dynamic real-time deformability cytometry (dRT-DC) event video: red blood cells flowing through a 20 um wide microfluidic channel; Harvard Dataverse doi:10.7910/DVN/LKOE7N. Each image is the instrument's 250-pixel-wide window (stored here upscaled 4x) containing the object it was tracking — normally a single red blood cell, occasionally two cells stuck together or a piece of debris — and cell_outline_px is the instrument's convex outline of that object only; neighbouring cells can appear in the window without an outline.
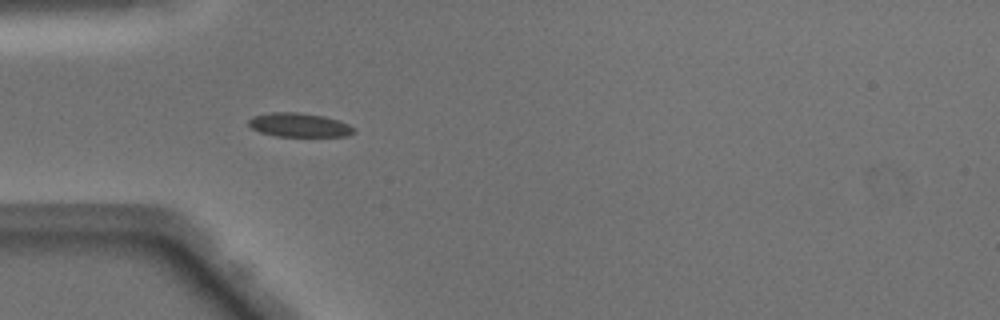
{"species": "Egyptian fruit bat (a non-hibernating species)", "species_latin": "Rousettus aegyptiacus", "temperature_condition": "warm", "stored_images_in_passage": 48, "camera_frame_rate_fps": 3000, "um_per_image_px": 0.085, "animal": {"sex": "male"}, "frame": {"image": 1, "passage_image": 14, "time_ms": 4.333, "image_size_px": [1000, 320], "cell_outline_px": [[356, 132], [348, 136], [276, 136], [260, 132], [252, 128], [248, 124], [248, 120], [252, 116], [272, 112], [300, 112], [324, 116], [348, 124], [356, 128]], "centroid_in_image_um": [25.44, 10.62], "position_along_channel_um": 59.6, "area_um2": 14.74}}
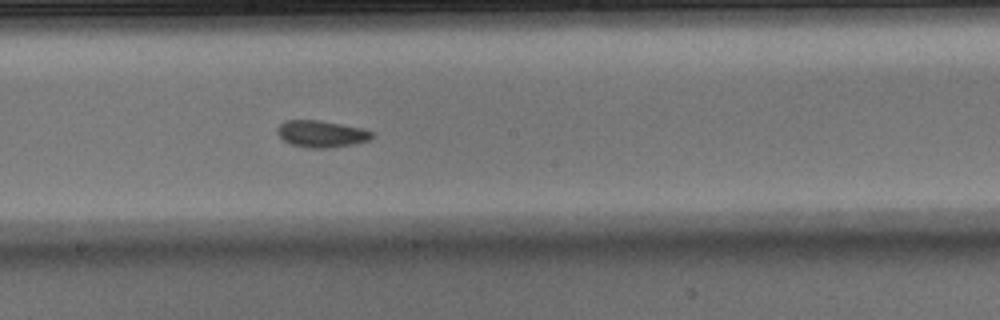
{"frame": {"image": 2, "passage_image": 26, "time_ms": 8.333, "image_size_px": [1000, 320], "cell_outline_px": [[376, 136], [368, 140], [356, 144], [328, 148], [308, 148], [292, 144], [284, 140], [276, 132], [276, 128], [284, 120], [320, 120], [364, 128], [372, 132]], "centroid_in_image_um": [27.34, 11.37], "position_along_channel_um": 220.9, "area_um2": 14.97}}
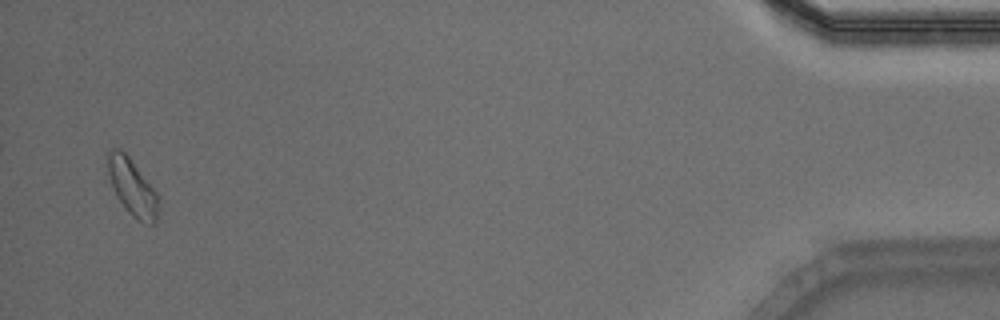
{"frame": {"image": 3, "passage_image": 47, "time_ms": 15.333, "image_size_px": [1000, 320], "cell_outline_px": [[160, 208], [156, 224], [148, 224], [136, 220], [128, 212], [116, 196], [108, 172], [108, 148], [120, 148], [128, 156], [160, 196]], "centroid_in_image_um": [11.3, 15.96], "position_along_channel_um": 423.9, "area_um2": 16.94}, "authors_computed_cell_mechanics": {"area_um2": 14.5656, "velocity_mm_per_s": 4.0841, "shape_relaxation_time_tau1_ms": 2.7838, "shape_relaxation_time_tau2_ms": 6.7313, "deformation_change_tau1": 0.1052, "deformation_change_tau2": 0.1299}}